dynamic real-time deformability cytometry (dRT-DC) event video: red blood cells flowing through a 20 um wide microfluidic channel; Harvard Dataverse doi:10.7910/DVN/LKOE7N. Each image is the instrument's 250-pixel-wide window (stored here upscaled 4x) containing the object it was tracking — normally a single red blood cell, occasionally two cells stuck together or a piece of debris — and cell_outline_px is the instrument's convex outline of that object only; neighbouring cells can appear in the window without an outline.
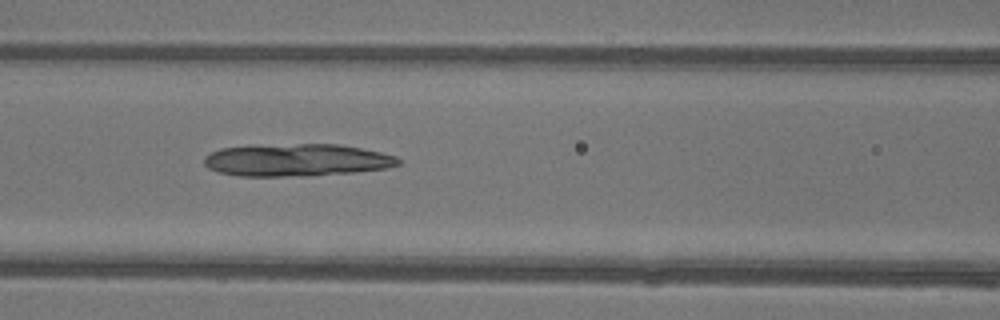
{"species": "common noctule bat (a hibernating species)", "species_latin": "Nyctalus noctula", "temperature_condition": "warm", "stored_images_in_passage": 33, "camera_frame_rate_fps": 3000, "um_per_image_px": 0.085, "animal": {"sex": "female"}, "frame": {"image": 1, "passage_image": 6, "time_ms": 1.667, "image_size_px": [1000, 320], "cell_outline_px": [[400, 164], [388, 168], [356, 172], [308, 176], [240, 176], [220, 172], [208, 168], [204, 164], [204, 156], [220, 148], [300, 144], [336, 144], [360, 148], [380, 152], [396, 156], [400, 160]], "centroid_in_image_um": [25.25, 13.62], "position_along_channel_um": 141.3, "area_um2": 36.41}}
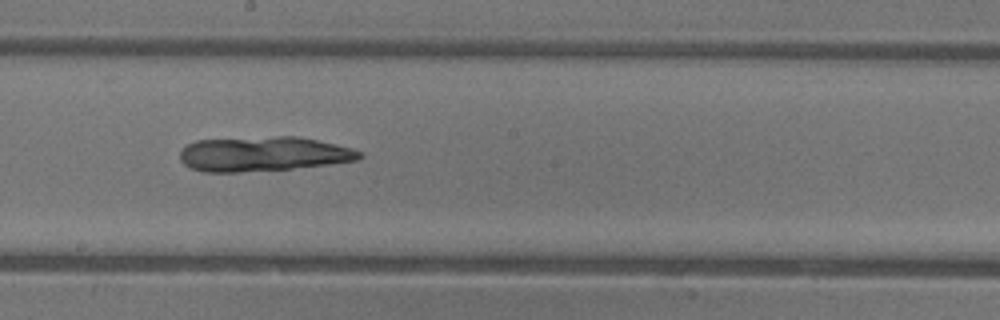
{"frame": {"image": 2, "passage_image": 12, "time_ms": 3.667, "image_size_px": [1000, 320], "cell_outline_px": [[364, 156], [356, 160], [328, 164], [292, 168], [240, 172], [204, 172], [192, 168], [184, 164], [180, 160], [180, 152], [188, 144], [196, 140], [276, 136], [296, 136], [316, 140], [352, 148], [364, 152]], "centroid_in_image_um": [22.38, 13.08], "position_along_channel_um": 225.8, "area_um2": 36.13}}
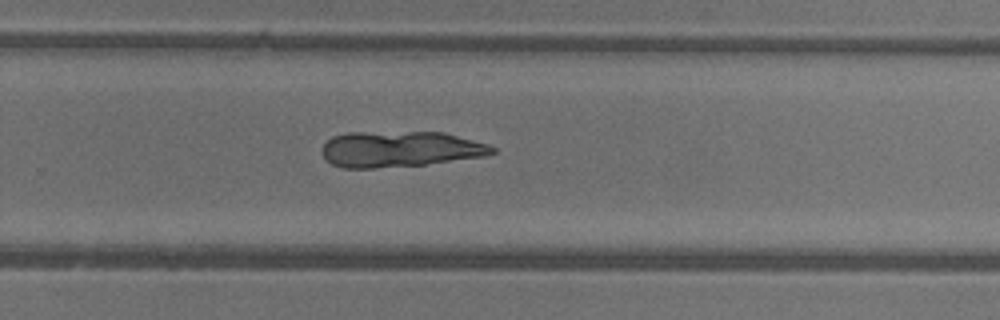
{"frame": {"image": 3, "passage_image": 17, "time_ms": 5.333, "image_size_px": [1000, 320], "cell_outline_px": [[496, 152], [484, 156], [424, 164], [372, 168], [344, 168], [332, 164], [320, 152], [320, 148], [332, 136], [348, 132], [444, 132], [488, 144], [496, 148]], "centroid_in_image_um": [33.97, 12.66], "position_along_channel_um": 295.8, "area_um2": 35.49}}